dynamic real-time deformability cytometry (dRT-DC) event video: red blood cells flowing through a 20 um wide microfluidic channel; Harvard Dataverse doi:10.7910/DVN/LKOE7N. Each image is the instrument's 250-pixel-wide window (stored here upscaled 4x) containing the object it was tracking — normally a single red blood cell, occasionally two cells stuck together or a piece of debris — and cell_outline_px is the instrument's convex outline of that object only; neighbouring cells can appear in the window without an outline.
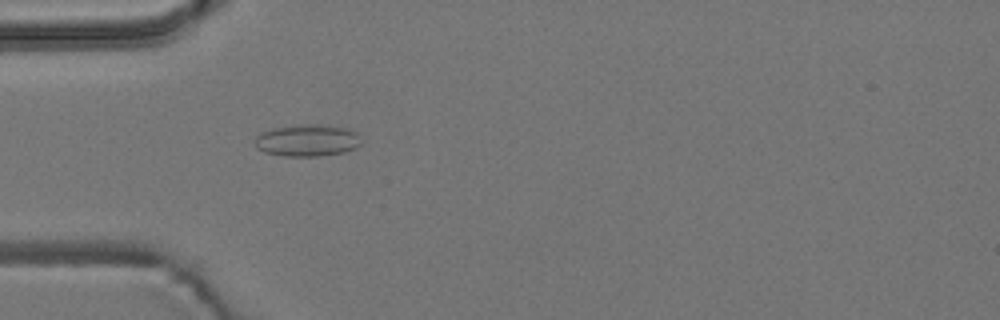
{"species": "common noctule bat (a hibernating species)", "species_latin": "Nyctalus noctula", "temperature_condition": "room temperature", "stored_images_in_passage": 2, "camera_frame_rate_fps": 3000, "um_per_image_px": 0.085, "animal": {"sex": "male", "body_mass_g": 19.2, "forearm_length_mm": 51.8}, "frame": {"image": 1, "passage_image": 2, "time_ms": 1.0, "image_size_px": [1000, 320], "cell_outline_px": [[364, 140], [356, 148], [344, 152], [320, 156], [284, 156], [264, 152], [256, 148], [256, 136], [260, 132], [272, 128], [300, 124], [316, 124], [344, 128], [356, 132]], "centroid_in_image_um": [26.13, 11.93], "position_along_channel_um": 58.9, "area_um2": 19.94}}